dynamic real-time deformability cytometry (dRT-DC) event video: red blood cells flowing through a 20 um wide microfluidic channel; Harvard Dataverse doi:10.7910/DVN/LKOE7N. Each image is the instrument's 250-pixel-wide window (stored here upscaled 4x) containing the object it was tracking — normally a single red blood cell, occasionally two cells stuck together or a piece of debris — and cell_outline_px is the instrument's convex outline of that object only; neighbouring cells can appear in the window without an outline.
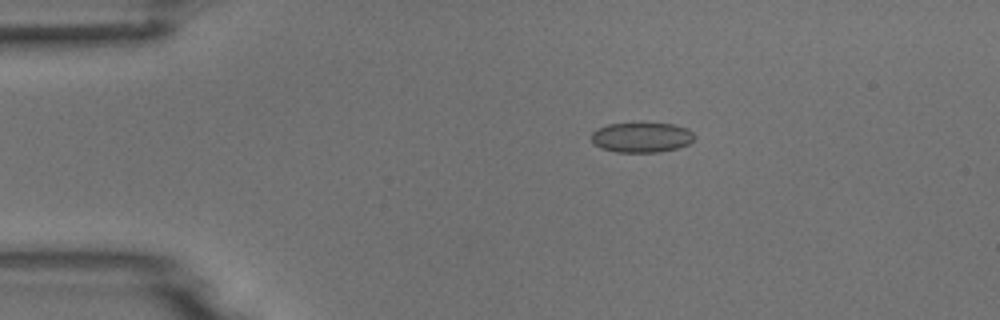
{"species": "common noctule bat (a hibernating species)", "species_latin": "Nyctalus noctula", "temperature_condition": "room temperature", "stored_images_in_passage": 6, "camera_frame_rate_fps": 3000, "um_per_image_px": 0.085, "animal": {"sex": "male", "body_mass_g": 18.8}, "frame": {"image": 1, "passage_image": 3, "time_ms": 2.333, "image_size_px": [1000, 320], "cell_outline_px": [[692, 140], [688, 144], [676, 148], [660, 152], [616, 152], [600, 148], [592, 144], [592, 132], [596, 128], [608, 124], [672, 124], [688, 128], [692, 132]], "centroid_in_image_um": [54.48, 11.69], "position_along_channel_um": 30.5, "area_um2": 17.86}}
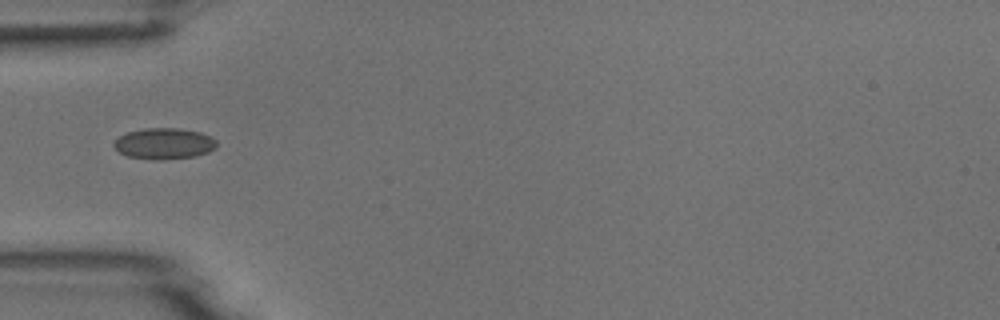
{"frame": {"image": 2, "passage_image": 5, "time_ms": 4.667, "image_size_px": [1000, 320], "cell_outline_px": [[216, 148], [208, 152], [196, 156], [160, 160], [156, 160], [128, 156], [120, 152], [112, 144], [120, 136], [128, 132], [144, 128], [180, 128], [200, 132], [212, 136], [216, 140]], "centroid_in_image_um": [13.98, 12.2], "position_along_channel_um": 71.0, "area_um2": 18.61}}